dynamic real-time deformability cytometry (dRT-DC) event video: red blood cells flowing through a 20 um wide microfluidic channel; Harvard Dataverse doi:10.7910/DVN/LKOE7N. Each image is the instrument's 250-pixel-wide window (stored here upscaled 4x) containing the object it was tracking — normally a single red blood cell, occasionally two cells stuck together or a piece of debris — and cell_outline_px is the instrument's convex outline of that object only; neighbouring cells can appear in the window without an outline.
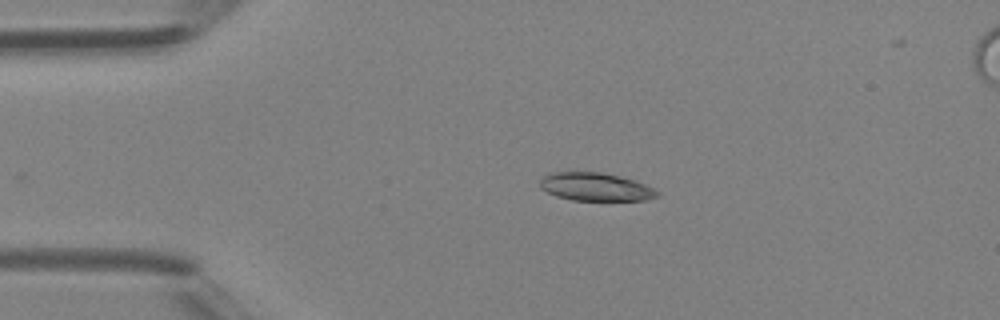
{"species": "Egyptian fruit bat (a non-hibernating species)", "species_latin": "Rousettus aegyptiacus", "temperature_condition": "room temperature", "stored_images_in_passage": 35, "camera_frame_rate_fps": 3000, "um_per_image_px": 0.085, "animal": {"sex": "female"}, "frame": {"image": 1, "passage_image": 1, "time_ms": 0.0, "image_size_px": [1000, 320], "cell_outline_px": [[660, 196], [644, 200], [572, 200], [556, 196], [540, 188], [540, 180], [544, 176], [552, 172], [600, 172], [632, 180], [644, 184], [660, 192]], "centroid_in_image_um": [50.6, 15.89], "position_along_channel_um": 34.4, "area_um2": 18.96}}
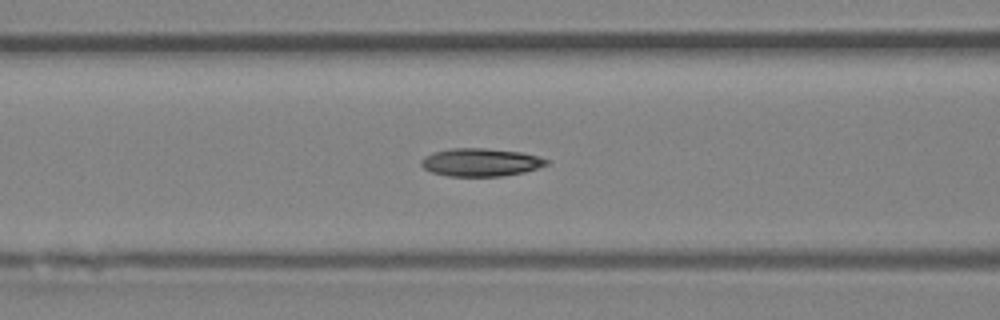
{"frame": {"image": 2, "passage_image": 10, "time_ms": 3.0, "image_size_px": [1000, 320], "cell_outline_px": [[548, 164], [524, 172], [500, 176], [448, 176], [432, 172], [424, 168], [420, 164], [420, 160], [424, 156], [432, 152], [452, 148], [484, 148], [520, 152], [536, 156], [548, 160]], "centroid_in_image_um": [40.8, 13.79], "position_along_channel_um": 125.8, "area_um2": 20.29}}
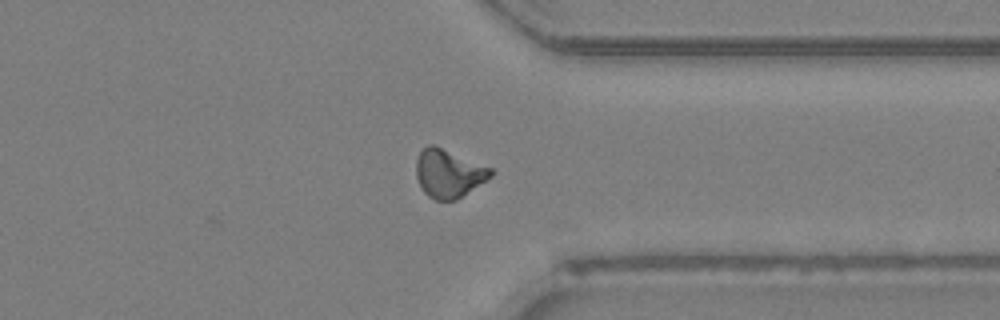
{"frame": {"image": 3, "passage_image": 27, "time_ms": 8.667, "image_size_px": [1000, 320], "cell_outline_px": [[496, 172], [492, 176], [456, 200], [436, 200], [428, 196], [424, 192], [416, 176], [416, 160], [420, 152], [428, 144], [432, 144], [492, 168]], "centroid_in_image_um": [38.14, 14.74], "position_along_channel_um": 373.3, "area_um2": 20.75}, "authors_computed_cell_mechanics": {"area_um2": 19.9988, "velocity_mm_per_s": 4.4137, "shape_relaxation_time_tau1_ms": 7.3234, "shape_relaxation_time_tau2_ms": 2.6058, "deformation_change_tau1": 0.1948, "deformation_change_tau2": 0.0866}}